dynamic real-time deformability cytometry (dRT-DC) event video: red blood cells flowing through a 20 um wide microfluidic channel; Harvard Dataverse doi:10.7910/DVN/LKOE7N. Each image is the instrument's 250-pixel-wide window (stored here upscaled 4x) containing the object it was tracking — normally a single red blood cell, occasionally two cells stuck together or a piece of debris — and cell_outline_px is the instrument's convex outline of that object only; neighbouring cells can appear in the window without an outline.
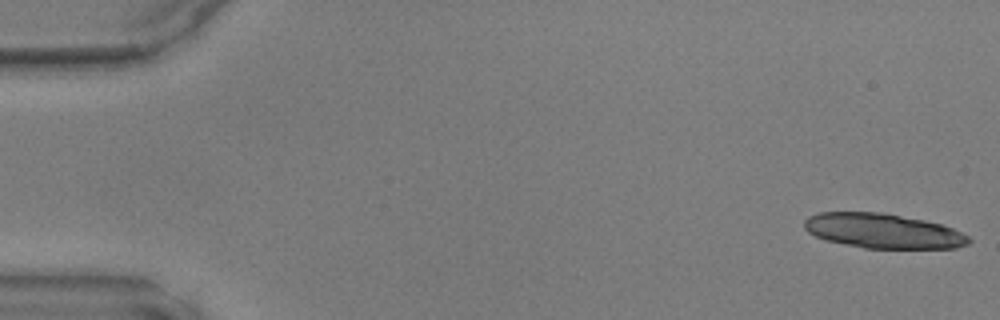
{"species": "common noctule bat (a hibernating species)", "species_latin": "Nyctalus noctula", "temperature_condition": "warm", "stored_images_in_passage": 46, "camera_frame_rate_fps": 3000, "um_per_image_px": 0.085, "animal": {"sex": "male", "body_mass_g": 17.9, "forearm_length_mm": 54.2}, "frame": {"image": 1, "passage_image": 1, "time_ms": 0.0, "image_size_px": [1000, 320], "cell_outline_px": [[972, 240], [968, 244], [956, 248], [864, 248], [824, 240], [808, 232], [804, 228], [804, 220], [808, 216], [820, 212], [884, 212], [924, 220], [940, 224], [952, 228], [968, 236]], "centroid_in_image_um": [75.03, 19.62], "position_along_channel_um": 10.0, "area_um2": 33.35}}
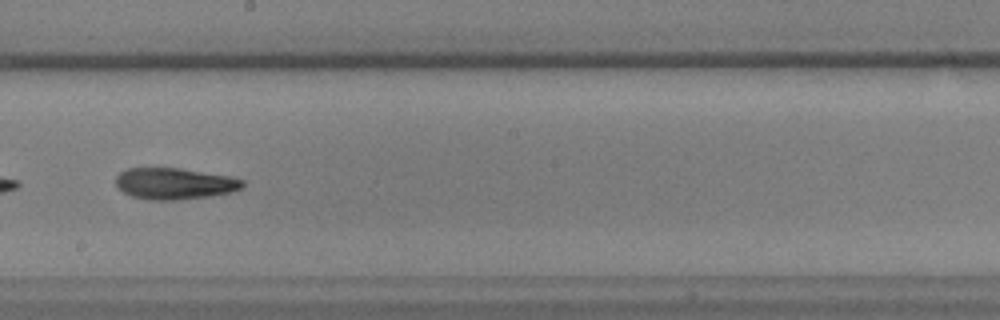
{"frame": {"image": 2, "passage_image": 27, "time_ms": 8.667, "image_size_px": [1000, 320], "cell_outline_px": [[244, 188], [232, 192], [208, 196], [176, 200], [148, 200], [132, 196], [124, 192], [116, 184], [116, 176], [120, 172], [128, 168], [180, 168], [228, 176], [244, 180]], "centroid_in_image_um": [14.84, 15.61], "position_along_channel_um": 233.4, "area_um2": 23.12}}